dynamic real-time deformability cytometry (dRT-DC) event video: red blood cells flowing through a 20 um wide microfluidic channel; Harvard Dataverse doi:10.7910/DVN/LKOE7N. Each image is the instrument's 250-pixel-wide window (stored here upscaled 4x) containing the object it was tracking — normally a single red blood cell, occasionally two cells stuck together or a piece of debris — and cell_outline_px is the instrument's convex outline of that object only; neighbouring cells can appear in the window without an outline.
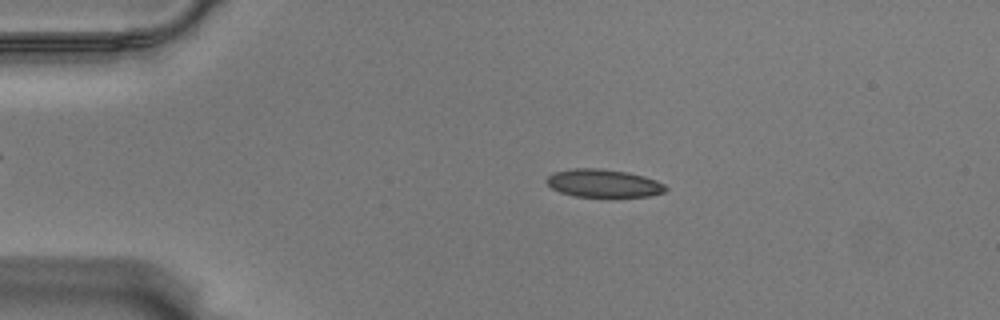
{"species": "Egyptian fruit bat (a non-hibernating species)", "species_latin": "Rousettus aegyptiacus", "temperature_condition": "warm", "stored_images_in_passage": 56, "camera_frame_rate_fps": 3000, "um_per_image_px": 0.085, "animal": {"sex": "male"}, "frame": {"image": 1, "passage_image": 11, "time_ms": 3.333, "image_size_px": [1000, 320], "cell_outline_px": [[668, 188], [664, 192], [648, 196], [576, 196], [560, 192], [552, 188], [544, 180], [552, 172], [572, 168], [600, 168], [628, 172], [644, 176], [656, 180], [664, 184]], "centroid_in_image_um": [51.27, 15.56], "position_along_channel_um": 33.7, "area_um2": 19.36}}
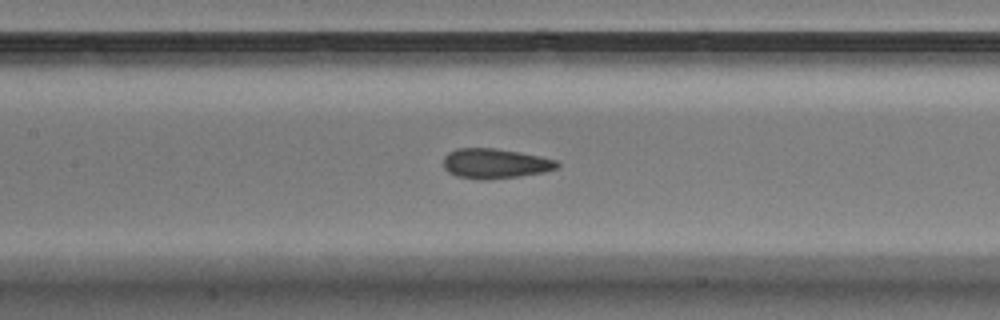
{"frame": {"image": 2, "passage_image": 26, "time_ms": 8.333, "image_size_px": [1000, 320], "cell_outline_px": [[560, 164], [556, 168], [544, 172], [520, 176], [488, 180], [480, 180], [456, 176], [448, 172], [444, 168], [444, 156], [448, 152], [456, 148], [492, 148], [540, 156], [556, 160]], "centroid_in_image_um": [42.05, 13.91], "position_along_channel_um": 165.4, "area_um2": 19.83}}
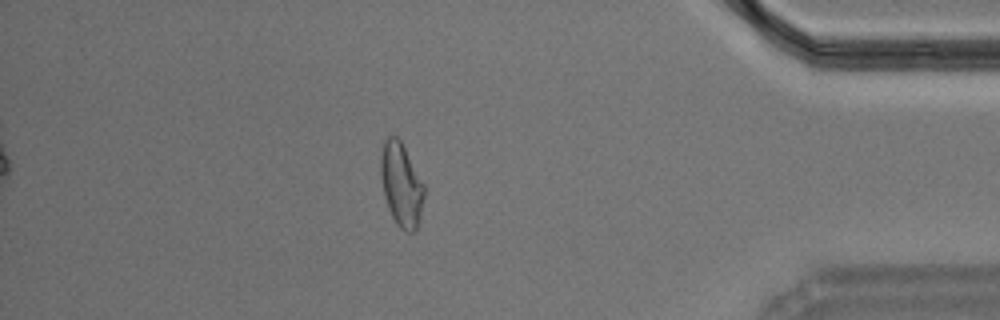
{"frame": {"image": 3, "passage_image": 49, "time_ms": 16.0, "image_size_px": [1000, 320], "cell_outline_px": [[424, 196], [416, 232], [408, 232], [400, 228], [396, 224], [392, 216], [384, 196], [380, 176], [380, 156], [384, 140], [388, 136], [396, 136], [400, 140], [424, 184]], "centroid_in_image_um": [34.09, 15.7], "position_along_channel_um": 401.1, "area_um2": 21.04}, "authors_computed_cell_mechanics": {"area_um2": 19.7676, "velocity_mm_per_s": 3.5413, "shape_relaxation_time_tau1_ms": 5.1296, "shape_relaxation_time_tau2_ms": 1.2545, "deformation_change_tau1": 0.1618, "deformation_change_tau2": 0.0883}}